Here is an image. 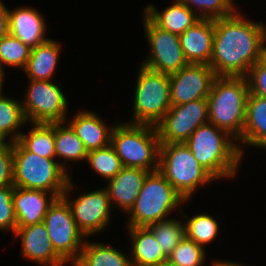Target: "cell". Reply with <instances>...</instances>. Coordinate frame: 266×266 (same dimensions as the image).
<instances>
[{
  "label": "cell",
  "instance_id": "cell-1",
  "mask_svg": "<svg viewBox=\"0 0 266 266\" xmlns=\"http://www.w3.org/2000/svg\"><path fill=\"white\" fill-rule=\"evenodd\" d=\"M236 10L214 20L209 66L216 76H247L250 68L266 55V24L253 22Z\"/></svg>",
  "mask_w": 266,
  "mask_h": 266
},
{
  "label": "cell",
  "instance_id": "cell-2",
  "mask_svg": "<svg viewBox=\"0 0 266 266\" xmlns=\"http://www.w3.org/2000/svg\"><path fill=\"white\" fill-rule=\"evenodd\" d=\"M184 143L216 181L233 178L238 173L243 156L237 141L214 124L199 126Z\"/></svg>",
  "mask_w": 266,
  "mask_h": 266
},
{
  "label": "cell",
  "instance_id": "cell-3",
  "mask_svg": "<svg viewBox=\"0 0 266 266\" xmlns=\"http://www.w3.org/2000/svg\"><path fill=\"white\" fill-rule=\"evenodd\" d=\"M249 84L245 76H216L207 97L209 122L238 141L244 129Z\"/></svg>",
  "mask_w": 266,
  "mask_h": 266
},
{
  "label": "cell",
  "instance_id": "cell-4",
  "mask_svg": "<svg viewBox=\"0 0 266 266\" xmlns=\"http://www.w3.org/2000/svg\"><path fill=\"white\" fill-rule=\"evenodd\" d=\"M160 144L157 128L153 125L117 122L111 134V145L123 167L157 171Z\"/></svg>",
  "mask_w": 266,
  "mask_h": 266
},
{
  "label": "cell",
  "instance_id": "cell-5",
  "mask_svg": "<svg viewBox=\"0 0 266 266\" xmlns=\"http://www.w3.org/2000/svg\"><path fill=\"white\" fill-rule=\"evenodd\" d=\"M70 175L56 159L27 151L18 141L13 142V185L40 189L62 197Z\"/></svg>",
  "mask_w": 266,
  "mask_h": 266
},
{
  "label": "cell",
  "instance_id": "cell-6",
  "mask_svg": "<svg viewBox=\"0 0 266 266\" xmlns=\"http://www.w3.org/2000/svg\"><path fill=\"white\" fill-rule=\"evenodd\" d=\"M186 201L175 191L171 183L157 170L149 172L128 214L130 227H148L167 219L175 209L181 210Z\"/></svg>",
  "mask_w": 266,
  "mask_h": 266
},
{
  "label": "cell",
  "instance_id": "cell-7",
  "mask_svg": "<svg viewBox=\"0 0 266 266\" xmlns=\"http://www.w3.org/2000/svg\"><path fill=\"white\" fill-rule=\"evenodd\" d=\"M158 171L186 202L199 187L216 180L198 163L185 143L160 144Z\"/></svg>",
  "mask_w": 266,
  "mask_h": 266
},
{
  "label": "cell",
  "instance_id": "cell-8",
  "mask_svg": "<svg viewBox=\"0 0 266 266\" xmlns=\"http://www.w3.org/2000/svg\"><path fill=\"white\" fill-rule=\"evenodd\" d=\"M136 79L133 118L128 123L156 126L172 106L169 75L141 65Z\"/></svg>",
  "mask_w": 266,
  "mask_h": 266
},
{
  "label": "cell",
  "instance_id": "cell-9",
  "mask_svg": "<svg viewBox=\"0 0 266 266\" xmlns=\"http://www.w3.org/2000/svg\"><path fill=\"white\" fill-rule=\"evenodd\" d=\"M43 223L54 250L72 265L80 255L86 236L78 228L63 197L56 198L49 206Z\"/></svg>",
  "mask_w": 266,
  "mask_h": 266
},
{
  "label": "cell",
  "instance_id": "cell-10",
  "mask_svg": "<svg viewBox=\"0 0 266 266\" xmlns=\"http://www.w3.org/2000/svg\"><path fill=\"white\" fill-rule=\"evenodd\" d=\"M22 102L26 121L31 123L67 122L68 101L60 86L51 80L29 79Z\"/></svg>",
  "mask_w": 266,
  "mask_h": 266
},
{
  "label": "cell",
  "instance_id": "cell-11",
  "mask_svg": "<svg viewBox=\"0 0 266 266\" xmlns=\"http://www.w3.org/2000/svg\"><path fill=\"white\" fill-rule=\"evenodd\" d=\"M70 178L66 190L62 197L68 203L72 216L77 223L80 231L86 236H94L103 232L111 221L112 204L110 202L107 190L100 188L83 195L80 194L75 199L69 198V193L74 189L73 181ZM111 215V216H110Z\"/></svg>",
  "mask_w": 266,
  "mask_h": 266
},
{
  "label": "cell",
  "instance_id": "cell-12",
  "mask_svg": "<svg viewBox=\"0 0 266 266\" xmlns=\"http://www.w3.org/2000/svg\"><path fill=\"white\" fill-rule=\"evenodd\" d=\"M142 21L150 47L149 57L145 58L142 65L170 75L189 64L183 54L179 35L158 27L145 13Z\"/></svg>",
  "mask_w": 266,
  "mask_h": 266
},
{
  "label": "cell",
  "instance_id": "cell-13",
  "mask_svg": "<svg viewBox=\"0 0 266 266\" xmlns=\"http://www.w3.org/2000/svg\"><path fill=\"white\" fill-rule=\"evenodd\" d=\"M208 122L207 99L172 105L156 125L160 143H184L199 126Z\"/></svg>",
  "mask_w": 266,
  "mask_h": 266
},
{
  "label": "cell",
  "instance_id": "cell-14",
  "mask_svg": "<svg viewBox=\"0 0 266 266\" xmlns=\"http://www.w3.org/2000/svg\"><path fill=\"white\" fill-rule=\"evenodd\" d=\"M215 77L214 70L208 64L195 63H189L178 72L170 74L171 104L207 99Z\"/></svg>",
  "mask_w": 266,
  "mask_h": 266
},
{
  "label": "cell",
  "instance_id": "cell-15",
  "mask_svg": "<svg viewBox=\"0 0 266 266\" xmlns=\"http://www.w3.org/2000/svg\"><path fill=\"white\" fill-rule=\"evenodd\" d=\"M15 237L21 239V254L43 266H66L67 262L54 250L43 222L16 229Z\"/></svg>",
  "mask_w": 266,
  "mask_h": 266
},
{
  "label": "cell",
  "instance_id": "cell-16",
  "mask_svg": "<svg viewBox=\"0 0 266 266\" xmlns=\"http://www.w3.org/2000/svg\"><path fill=\"white\" fill-rule=\"evenodd\" d=\"M149 171L137 167H123L104 188L107 190L112 207L122 209L124 214L134 206ZM114 205V206H113Z\"/></svg>",
  "mask_w": 266,
  "mask_h": 266
},
{
  "label": "cell",
  "instance_id": "cell-17",
  "mask_svg": "<svg viewBox=\"0 0 266 266\" xmlns=\"http://www.w3.org/2000/svg\"><path fill=\"white\" fill-rule=\"evenodd\" d=\"M8 10V34L31 49L50 39L46 36L47 24L43 15L34 7L23 6Z\"/></svg>",
  "mask_w": 266,
  "mask_h": 266
},
{
  "label": "cell",
  "instance_id": "cell-18",
  "mask_svg": "<svg viewBox=\"0 0 266 266\" xmlns=\"http://www.w3.org/2000/svg\"><path fill=\"white\" fill-rule=\"evenodd\" d=\"M56 198L53 193L44 190L15 186L13 203L17 229L43 222L49 206Z\"/></svg>",
  "mask_w": 266,
  "mask_h": 266
},
{
  "label": "cell",
  "instance_id": "cell-19",
  "mask_svg": "<svg viewBox=\"0 0 266 266\" xmlns=\"http://www.w3.org/2000/svg\"><path fill=\"white\" fill-rule=\"evenodd\" d=\"M214 20L200 19L179 36L188 63L208 64L211 61Z\"/></svg>",
  "mask_w": 266,
  "mask_h": 266
},
{
  "label": "cell",
  "instance_id": "cell-20",
  "mask_svg": "<svg viewBox=\"0 0 266 266\" xmlns=\"http://www.w3.org/2000/svg\"><path fill=\"white\" fill-rule=\"evenodd\" d=\"M67 121L88 152L111 144V134L115 124L109 128L95 111L82 109Z\"/></svg>",
  "mask_w": 266,
  "mask_h": 266
},
{
  "label": "cell",
  "instance_id": "cell-21",
  "mask_svg": "<svg viewBox=\"0 0 266 266\" xmlns=\"http://www.w3.org/2000/svg\"><path fill=\"white\" fill-rule=\"evenodd\" d=\"M237 144L243 158L245 146L266 149V98L249 93L244 129Z\"/></svg>",
  "mask_w": 266,
  "mask_h": 266
},
{
  "label": "cell",
  "instance_id": "cell-22",
  "mask_svg": "<svg viewBox=\"0 0 266 266\" xmlns=\"http://www.w3.org/2000/svg\"><path fill=\"white\" fill-rule=\"evenodd\" d=\"M130 235L132 266H164L167 257L148 227L126 226Z\"/></svg>",
  "mask_w": 266,
  "mask_h": 266
},
{
  "label": "cell",
  "instance_id": "cell-23",
  "mask_svg": "<svg viewBox=\"0 0 266 266\" xmlns=\"http://www.w3.org/2000/svg\"><path fill=\"white\" fill-rule=\"evenodd\" d=\"M164 11L157 10L153 4L144 6V13L160 28L176 35H181L200 18L184 3L173 0Z\"/></svg>",
  "mask_w": 266,
  "mask_h": 266
},
{
  "label": "cell",
  "instance_id": "cell-24",
  "mask_svg": "<svg viewBox=\"0 0 266 266\" xmlns=\"http://www.w3.org/2000/svg\"><path fill=\"white\" fill-rule=\"evenodd\" d=\"M61 44L53 39L31 49L27 65L23 70L31 80H53L61 54Z\"/></svg>",
  "mask_w": 266,
  "mask_h": 266
},
{
  "label": "cell",
  "instance_id": "cell-25",
  "mask_svg": "<svg viewBox=\"0 0 266 266\" xmlns=\"http://www.w3.org/2000/svg\"><path fill=\"white\" fill-rule=\"evenodd\" d=\"M54 148L56 160L61 158L60 165L68 172L67 163L85 161L88 151L73 128L66 122L54 123ZM62 161V162H61Z\"/></svg>",
  "mask_w": 266,
  "mask_h": 266
},
{
  "label": "cell",
  "instance_id": "cell-26",
  "mask_svg": "<svg viewBox=\"0 0 266 266\" xmlns=\"http://www.w3.org/2000/svg\"><path fill=\"white\" fill-rule=\"evenodd\" d=\"M72 266H132L130 255L110 244L85 241L78 259Z\"/></svg>",
  "mask_w": 266,
  "mask_h": 266
},
{
  "label": "cell",
  "instance_id": "cell-27",
  "mask_svg": "<svg viewBox=\"0 0 266 266\" xmlns=\"http://www.w3.org/2000/svg\"><path fill=\"white\" fill-rule=\"evenodd\" d=\"M26 124L21 100L13 97H0V136L4 141L17 142L21 129ZM10 136V137H8ZM9 139V140H7Z\"/></svg>",
  "mask_w": 266,
  "mask_h": 266
},
{
  "label": "cell",
  "instance_id": "cell-28",
  "mask_svg": "<svg viewBox=\"0 0 266 266\" xmlns=\"http://www.w3.org/2000/svg\"><path fill=\"white\" fill-rule=\"evenodd\" d=\"M28 133L22 132L18 142L27 150L42 157L56 159L54 123H32Z\"/></svg>",
  "mask_w": 266,
  "mask_h": 266
},
{
  "label": "cell",
  "instance_id": "cell-29",
  "mask_svg": "<svg viewBox=\"0 0 266 266\" xmlns=\"http://www.w3.org/2000/svg\"><path fill=\"white\" fill-rule=\"evenodd\" d=\"M181 216L185 218V237L204 247L212 243L219 233L218 221L213 216L205 213L194 215L191 218L180 210Z\"/></svg>",
  "mask_w": 266,
  "mask_h": 266
},
{
  "label": "cell",
  "instance_id": "cell-30",
  "mask_svg": "<svg viewBox=\"0 0 266 266\" xmlns=\"http://www.w3.org/2000/svg\"><path fill=\"white\" fill-rule=\"evenodd\" d=\"M169 218L148 226L166 257L172 253L173 249L185 237L184 223L180 220Z\"/></svg>",
  "mask_w": 266,
  "mask_h": 266
},
{
  "label": "cell",
  "instance_id": "cell-31",
  "mask_svg": "<svg viewBox=\"0 0 266 266\" xmlns=\"http://www.w3.org/2000/svg\"><path fill=\"white\" fill-rule=\"evenodd\" d=\"M86 161L106 181L115 177L123 168L121 160L111 144L104 148L89 151Z\"/></svg>",
  "mask_w": 266,
  "mask_h": 266
},
{
  "label": "cell",
  "instance_id": "cell-32",
  "mask_svg": "<svg viewBox=\"0 0 266 266\" xmlns=\"http://www.w3.org/2000/svg\"><path fill=\"white\" fill-rule=\"evenodd\" d=\"M31 48L18 38L7 34L0 40V67L25 69L30 57Z\"/></svg>",
  "mask_w": 266,
  "mask_h": 266
},
{
  "label": "cell",
  "instance_id": "cell-33",
  "mask_svg": "<svg viewBox=\"0 0 266 266\" xmlns=\"http://www.w3.org/2000/svg\"><path fill=\"white\" fill-rule=\"evenodd\" d=\"M204 247L184 237L167 257L168 266H205Z\"/></svg>",
  "mask_w": 266,
  "mask_h": 266
},
{
  "label": "cell",
  "instance_id": "cell-34",
  "mask_svg": "<svg viewBox=\"0 0 266 266\" xmlns=\"http://www.w3.org/2000/svg\"><path fill=\"white\" fill-rule=\"evenodd\" d=\"M189 7L200 19H220L233 14L234 0H179Z\"/></svg>",
  "mask_w": 266,
  "mask_h": 266
},
{
  "label": "cell",
  "instance_id": "cell-35",
  "mask_svg": "<svg viewBox=\"0 0 266 266\" xmlns=\"http://www.w3.org/2000/svg\"><path fill=\"white\" fill-rule=\"evenodd\" d=\"M14 185L0 188V231L15 233L17 219L14 212L13 191Z\"/></svg>",
  "mask_w": 266,
  "mask_h": 266
},
{
  "label": "cell",
  "instance_id": "cell-36",
  "mask_svg": "<svg viewBox=\"0 0 266 266\" xmlns=\"http://www.w3.org/2000/svg\"><path fill=\"white\" fill-rule=\"evenodd\" d=\"M246 78L249 84V92L266 98V55L250 68Z\"/></svg>",
  "mask_w": 266,
  "mask_h": 266
},
{
  "label": "cell",
  "instance_id": "cell-37",
  "mask_svg": "<svg viewBox=\"0 0 266 266\" xmlns=\"http://www.w3.org/2000/svg\"><path fill=\"white\" fill-rule=\"evenodd\" d=\"M13 185V142L0 145V188Z\"/></svg>",
  "mask_w": 266,
  "mask_h": 266
},
{
  "label": "cell",
  "instance_id": "cell-38",
  "mask_svg": "<svg viewBox=\"0 0 266 266\" xmlns=\"http://www.w3.org/2000/svg\"><path fill=\"white\" fill-rule=\"evenodd\" d=\"M8 8L0 0V40L8 34Z\"/></svg>",
  "mask_w": 266,
  "mask_h": 266
},
{
  "label": "cell",
  "instance_id": "cell-39",
  "mask_svg": "<svg viewBox=\"0 0 266 266\" xmlns=\"http://www.w3.org/2000/svg\"><path fill=\"white\" fill-rule=\"evenodd\" d=\"M212 266H244V264L228 261V260H214L212 261ZM246 266V265H245Z\"/></svg>",
  "mask_w": 266,
  "mask_h": 266
},
{
  "label": "cell",
  "instance_id": "cell-40",
  "mask_svg": "<svg viewBox=\"0 0 266 266\" xmlns=\"http://www.w3.org/2000/svg\"><path fill=\"white\" fill-rule=\"evenodd\" d=\"M5 80V70L0 67V97L4 96L3 94V83Z\"/></svg>",
  "mask_w": 266,
  "mask_h": 266
},
{
  "label": "cell",
  "instance_id": "cell-41",
  "mask_svg": "<svg viewBox=\"0 0 266 266\" xmlns=\"http://www.w3.org/2000/svg\"><path fill=\"white\" fill-rule=\"evenodd\" d=\"M4 142V140L0 136V145Z\"/></svg>",
  "mask_w": 266,
  "mask_h": 266
}]
</instances>
